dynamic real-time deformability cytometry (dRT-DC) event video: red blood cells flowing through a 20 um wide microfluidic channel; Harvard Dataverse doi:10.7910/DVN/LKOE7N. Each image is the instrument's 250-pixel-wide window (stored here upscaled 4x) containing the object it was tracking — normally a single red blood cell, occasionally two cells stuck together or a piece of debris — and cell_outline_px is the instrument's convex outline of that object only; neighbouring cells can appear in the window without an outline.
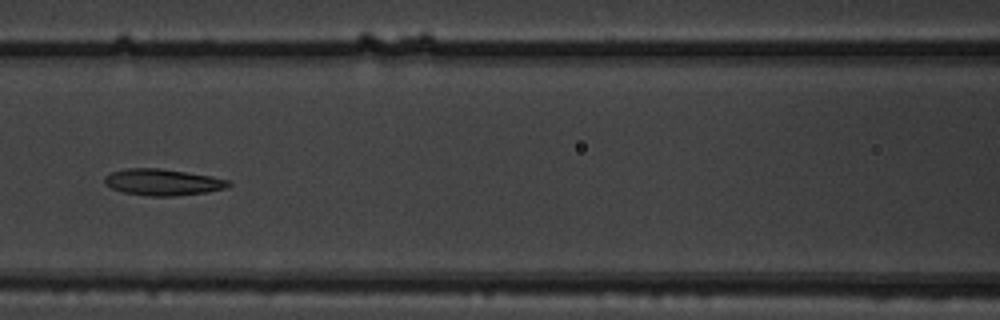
{"species": "common noctule bat (a hibernating species)", "species_latin": "Nyctalus noctula", "temperature_condition": "warm", "stored_images_in_passage": 9, "camera_frame_rate_fps": 3000, "um_per_image_px": 0.085, "animal": {"sex": "male", "body_mass_g": 19.5, "forearm_length_mm": 54.6}, "frame": {"image": 1, "passage_image": 7, "time_ms": 2.0, "image_size_px": [1000, 320], "cell_outline_px": [[232, 184], [224, 188], [208, 192], [172, 196], [148, 196], [124, 192], [112, 188], [104, 184], [104, 176], [112, 172], [124, 168], [160, 168], [212, 176], [232, 180]], "centroid_in_image_um": [13.84, 15.48], "position_along_channel_um": 152.8, "area_um2": 19.19}}
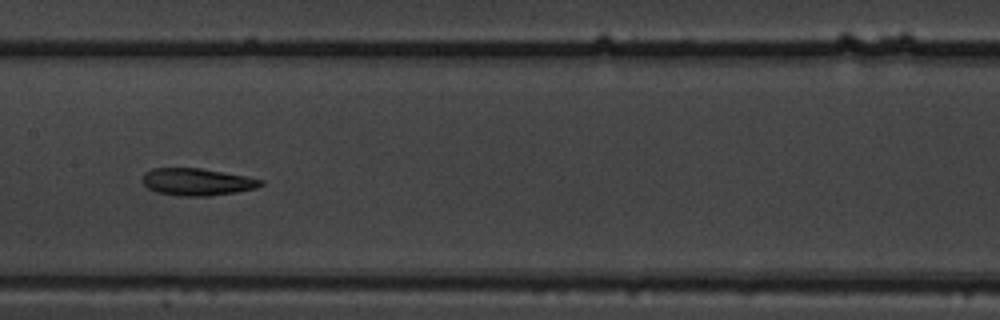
{"frame": {"image": 2, "passage_image": 8, "time_ms": 2.333, "image_size_px": [1000, 320], "cell_outline_px": [[264, 184], [256, 188], [236, 192], [208, 196], [176, 196], [156, 192], [148, 188], [144, 184], [144, 172], [152, 168], [200, 168], [244, 176], [264, 180]], "centroid_in_image_um": [16.74, 15.47], "position_along_channel_um": 190.7, "area_um2": 18.67}}
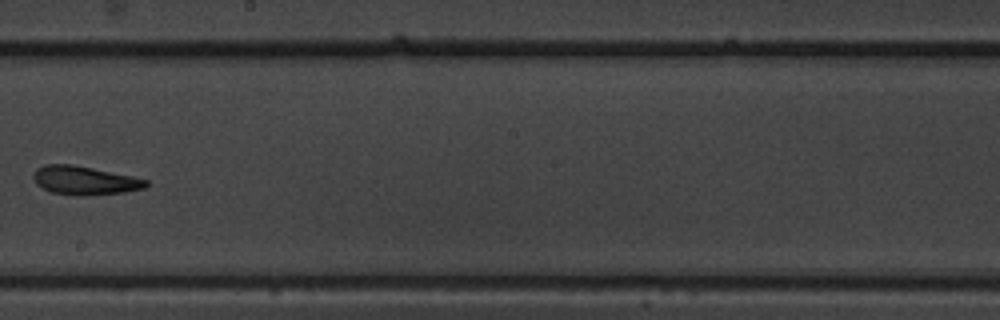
{"frame": {"image": 3, "passage_image": 9, "time_ms": 2.667, "image_size_px": [1000, 320], "cell_outline_px": [[148, 184], [144, 188], [124, 192], [84, 196], [80, 196], [52, 192], [36, 184], [32, 176], [36, 168], [44, 164], [72, 164], [132, 176], [148, 180]], "centroid_in_image_um": [7.17, 15.33], "position_along_channel_um": 241.0, "area_um2": 18.73}}